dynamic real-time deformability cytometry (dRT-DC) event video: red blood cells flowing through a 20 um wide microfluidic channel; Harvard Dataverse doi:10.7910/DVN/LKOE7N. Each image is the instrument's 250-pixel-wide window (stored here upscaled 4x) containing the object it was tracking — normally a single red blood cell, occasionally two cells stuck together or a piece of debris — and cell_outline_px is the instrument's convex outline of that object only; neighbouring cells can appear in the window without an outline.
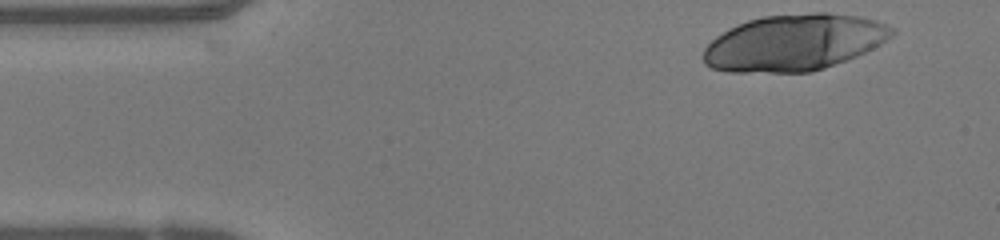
{"species": "human", "species_latin": "Homo sapiens", "temperature_condition": "warm", "stored_images_in_passage": 44, "camera_frame_rate_fps": 3000, "um_per_image_px": 0.085, "donor": {"sex": "female"}, "frame": {"image": 1, "passage_image": 1, "time_ms": 0.0, "image_size_px": [1000, 240], "cell_outline_px": [[896, 32], [892, 36], [880, 44], [856, 56], [824, 68], [812, 72], [728, 72], [712, 68], [704, 64], [704, 48], [716, 36], [728, 28], [748, 20], [764, 16], [812, 12], [828, 12], [856, 16], [876, 20], [888, 24], [896, 28]], "centroid_in_image_um": [67.51, 3.61], "position_along_channel_um": 17.5, "area_um2": 62.08}}
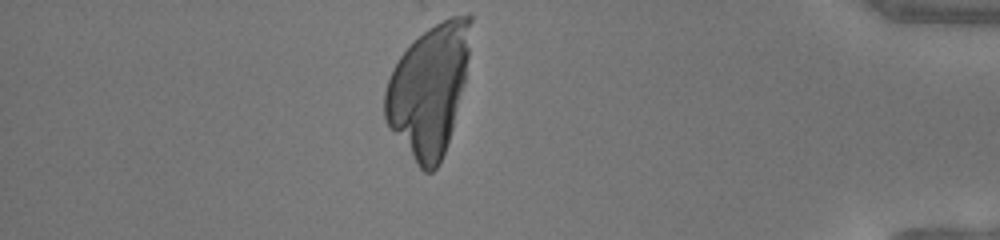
{"frame": {"image": 2, "passage_image": 38, "time_ms": 12.333, "image_size_px": [1000, 240], "cell_outline_px": [[472, 20], [468, 56], [464, 80], [452, 128], [440, 164], [432, 172], [424, 172], [416, 164], [388, 128], [384, 120], [384, 92], [392, 68], [400, 56], [428, 28], [452, 16], [468, 12], [472, 16]], "centroid_in_image_um": [36.42, 7.66], "position_along_channel_um": 398.8, "area_um2": 64.68}}